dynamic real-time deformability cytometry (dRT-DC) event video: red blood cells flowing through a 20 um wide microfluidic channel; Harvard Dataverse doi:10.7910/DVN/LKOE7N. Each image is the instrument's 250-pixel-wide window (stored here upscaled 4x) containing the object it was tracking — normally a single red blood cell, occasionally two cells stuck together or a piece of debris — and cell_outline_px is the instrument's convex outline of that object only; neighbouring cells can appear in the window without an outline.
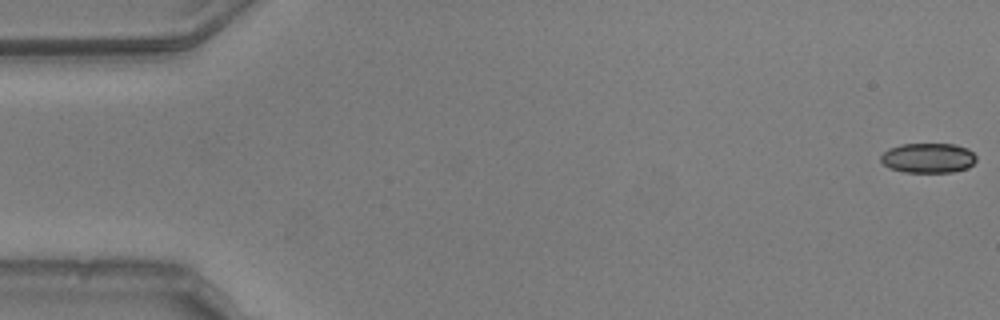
{"species": "common noctule bat (a hibernating species)", "species_latin": "Nyctalus noctula", "temperature_condition": "warm", "stored_images_in_passage": 14, "camera_frame_rate_fps": 3000, "um_per_image_px": 0.085, "animal": {"sex": "male", "body_mass_g": 20.5, "forearm_length_mm": 52.5}, "frame": {"image": 1, "passage_image": 1, "time_ms": 0.0, "image_size_px": [1000, 320], "cell_outline_px": [[976, 160], [968, 168], [952, 172], [904, 172], [888, 168], [880, 160], [880, 156], [888, 148], [900, 144], [956, 144], [968, 148], [976, 156]], "centroid_in_image_um": [78.88, 13.42], "position_along_channel_um": 6.1, "area_um2": 16.76}}
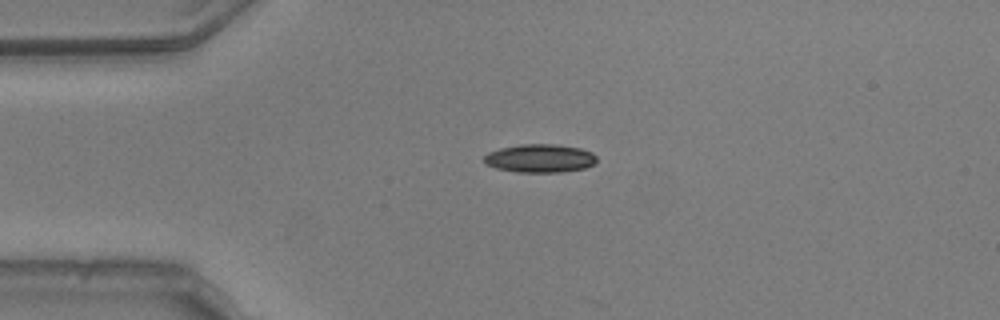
{"frame": {"image": 2, "passage_image": 13, "time_ms": 4.0, "image_size_px": [1000, 320], "cell_outline_px": [[596, 164], [584, 168], [560, 172], [516, 172], [496, 168], [484, 164], [484, 156], [488, 152], [500, 148], [520, 144], [556, 144], [580, 148], [592, 152], [596, 156]], "centroid_in_image_um": [45.89, 13.45], "position_along_channel_um": 39.1, "area_um2": 18.73}}